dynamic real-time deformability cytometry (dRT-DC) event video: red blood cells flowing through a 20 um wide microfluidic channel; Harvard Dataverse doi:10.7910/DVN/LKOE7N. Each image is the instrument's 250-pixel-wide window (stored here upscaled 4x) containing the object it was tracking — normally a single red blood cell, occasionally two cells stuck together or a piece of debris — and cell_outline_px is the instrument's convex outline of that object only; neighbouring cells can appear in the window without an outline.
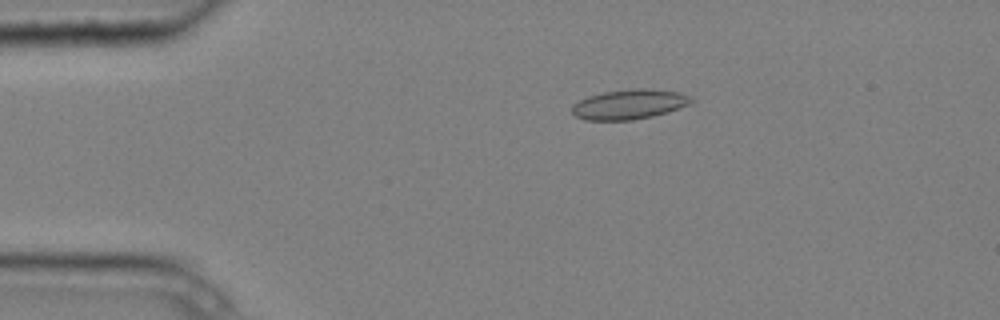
{"species": "common noctule bat (a hibernating species)", "species_latin": "Nyctalus noctula", "temperature_condition": "cold", "stored_images_in_passage": 6, "camera_frame_rate_fps": 3000, "um_per_image_px": 0.085, "animal": {"sex": "male", "body_mass_g": 20.4}, "frame": {"image": 1, "passage_image": 3, "time_ms": 0.667, "image_size_px": [1000, 320], "cell_outline_px": [[692, 100], [688, 104], [668, 112], [652, 116], [632, 120], [584, 120], [576, 116], [572, 112], [572, 104], [588, 96], [604, 92], [632, 88], [644, 88], [680, 92], [692, 96]], "centroid_in_image_um": [53.47, 8.86], "position_along_channel_um": 31.5, "area_um2": 20.69}}
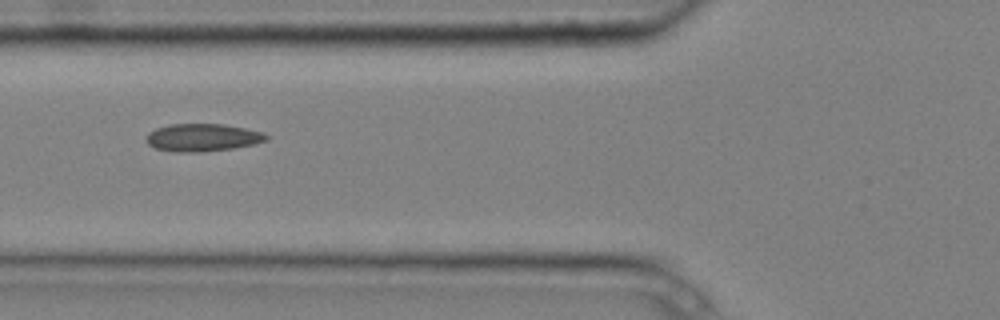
{"frame": {"image": 2, "passage_image": 6, "time_ms": 1.667, "image_size_px": [1000, 320], "cell_outline_px": [[268, 140], [256, 144], [232, 148], [200, 152], [176, 152], [156, 148], [148, 144], [148, 132], [156, 128], [168, 124], [224, 124], [264, 132], [268, 136]], "centroid_in_image_um": [17.25, 11.68], "position_along_channel_um": 108.6, "area_um2": 19.31}}